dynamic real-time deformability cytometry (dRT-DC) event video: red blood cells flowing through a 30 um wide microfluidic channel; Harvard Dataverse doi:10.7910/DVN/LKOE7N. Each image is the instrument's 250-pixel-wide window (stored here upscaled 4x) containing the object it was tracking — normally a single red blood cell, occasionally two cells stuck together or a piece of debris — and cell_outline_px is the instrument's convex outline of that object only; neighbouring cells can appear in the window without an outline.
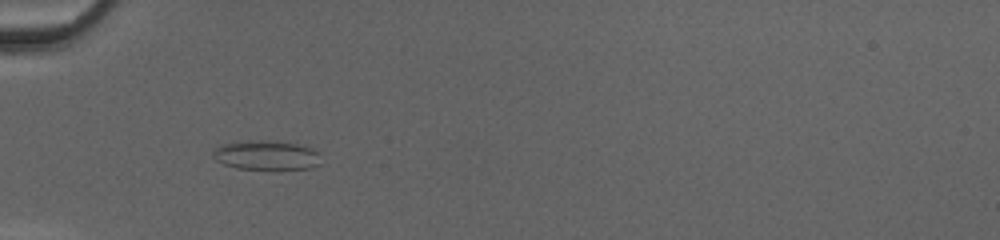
{"species": "common noctule bat (a hibernating species)", "species_latin": "Nyctalus noctula", "temperature_condition": "cold", "stored_images_in_passage": 34, "camera_frame_rate_fps": 3000, "um_per_image_px": 0.085, "animal": {"sex": "female", "body_mass_g": 20.0, "forearm_length_mm": 54.0}, "frame": {"image": 1, "passage_image": 2, "time_ms": 0.333, "image_size_px": [1000, 240], "cell_outline_px": [[320, 164], [312, 168], [276, 172], [236, 168], [224, 164], [216, 160], [212, 156], [212, 152], [216, 148], [224, 144], [276, 140], [296, 144], [312, 148], [316, 152]], "centroid_in_image_um": [22.68, 13.27], "position_along_channel_um": 62.3, "area_um2": 18.84}}
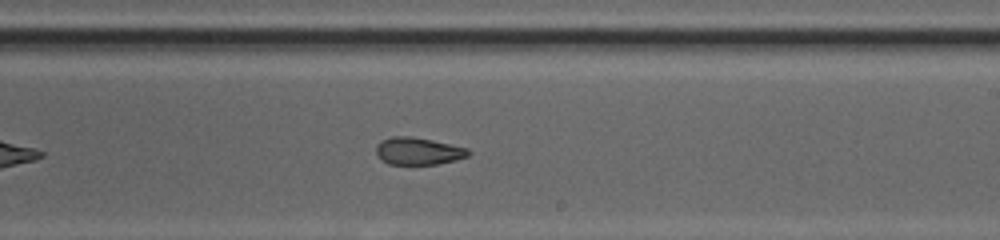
{"frame": {"image": 2, "passage_image": 16, "time_ms": 5.0, "image_size_px": [1000, 240], "cell_outline_px": [[472, 152], [468, 156], [456, 160], [436, 164], [388, 164], [380, 160], [376, 152], [376, 144], [380, 140], [392, 136], [412, 136], [432, 140], [468, 148]], "centroid_in_image_um": [35.53, 12.84], "position_along_channel_um": 253.5, "area_um2": 14.85}}
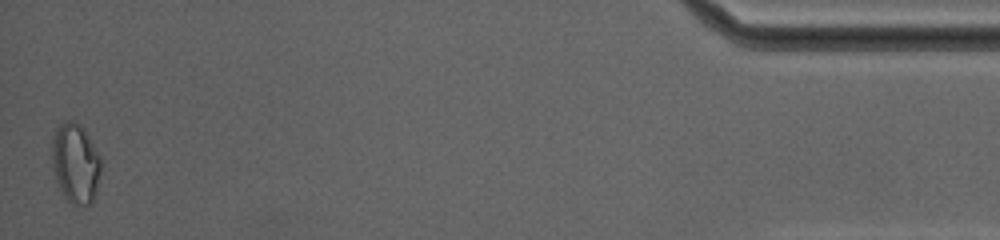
{"frame": {"image": 3, "passage_image": 34, "time_ms": 11.0, "image_size_px": [1000, 240], "cell_outline_px": [[104, 160], [96, 192], [92, 200], [88, 204], [80, 204], [68, 200], [60, 188], [56, 180], [52, 168], [52, 136], [56, 128], [60, 124], [68, 120], [72, 120], [80, 124], [84, 128]], "centroid_in_image_um": [6.45, 13.81], "position_along_channel_um": 428.8, "area_um2": 23.06}, "authors_computed_cell_mechanics": {"area_um2": 15.7216, "velocity_mm_per_s": 4.2435, "shape_relaxation_time_tau1_ms": null, "shape_relaxation_time_tau2_ms": 2.2006, "deformation_change_tau1": null, "deformation_change_tau2": 0.0869}}